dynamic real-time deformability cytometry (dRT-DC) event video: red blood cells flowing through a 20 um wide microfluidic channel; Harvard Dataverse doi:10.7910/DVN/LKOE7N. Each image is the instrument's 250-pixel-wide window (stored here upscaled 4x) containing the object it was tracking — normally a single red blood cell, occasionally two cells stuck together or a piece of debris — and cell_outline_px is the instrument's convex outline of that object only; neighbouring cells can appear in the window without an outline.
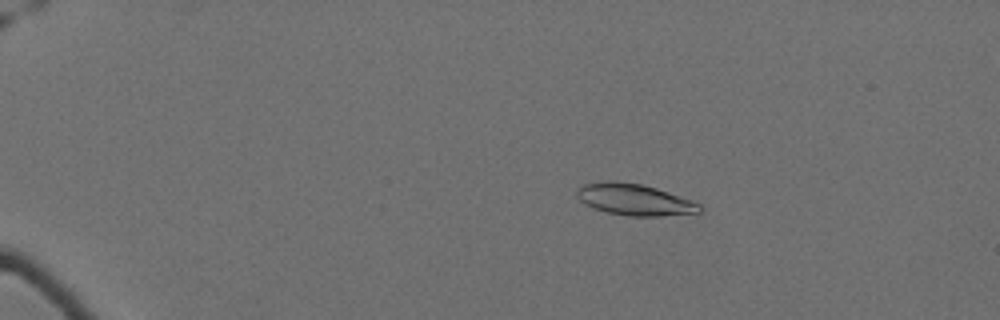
{"species": "Egyptian fruit bat (a non-hibernating species)", "species_latin": "Rousettus aegyptiacus", "temperature_condition": "cold", "stored_images_in_passage": 60, "camera_frame_rate_fps": 3000, "um_per_image_px": 0.085, "animal": {"sex": "female"}, "frame": {"image": 1, "passage_image": 12, "time_ms": 3.667, "image_size_px": [1000, 320], "cell_outline_px": [[700, 212], [660, 216], [628, 216], [604, 212], [592, 208], [584, 204], [576, 196], [576, 188], [584, 184], [608, 180], [616, 180], [640, 184], [656, 188], [692, 200], [700, 204]], "centroid_in_image_um": [53.86, 16.96], "position_along_channel_um": 31.1, "area_um2": 22.66}}
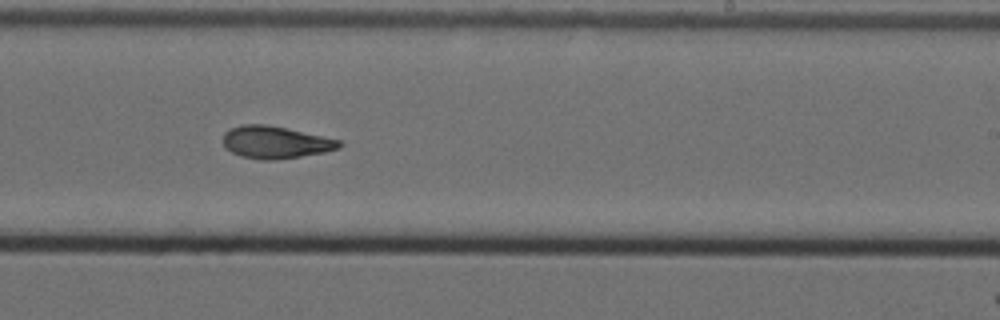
{"frame": {"image": 2, "passage_image": 40, "time_ms": 13.0, "image_size_px": [1000, 320], "cell_outline_px": [[344, 144], [340, 148], [324, 152], [276, 160], [260, 160], [240, 156], [224, 148], [224, 132], [228, 128], [240, 124], [264, 124], [284, 128], [340, 140]], "centroid_in_image_um": [23.37, 12.1], "position_along_channel_um": 265.6, "area_um2": 21.85}}
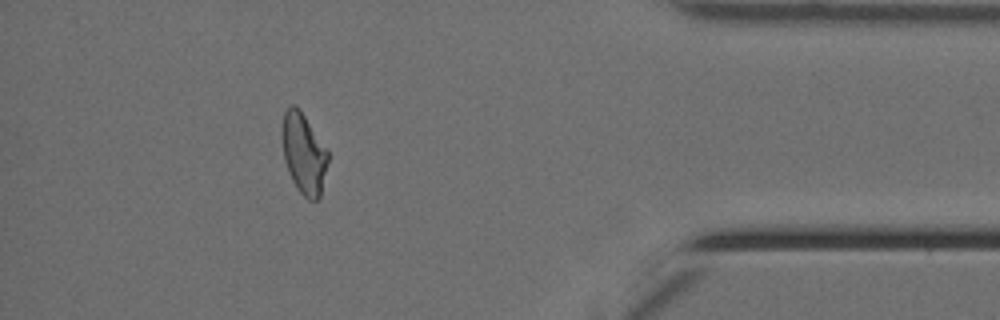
{"frame": {"image": 3, "passage_image": 55, "time_ms": 18.0, "image_size_px": [1000, 320], "cell_outline_px": [[328, 160], [320, 200], [308, 200], [296, 188], [292, 180], [284, 160], [284, 112], [292, 104], [300, 108], [328, 148]], "centroid_in_image_um": [25.88, 13.08], "position_along_channel_um": 409.3, "area_um2": 21.44}, "authors_computed_cell_mechanics": {"area_um2": 22.1663, "velocity_mm_per_s": 3.4961, "shape_relaxation_time_tau1_ms": null, "shape_relaxation_time_tau2_ms": 3.9677, "deformation_change_tau1": null, "deformation_change_tau2": 0.1138}}